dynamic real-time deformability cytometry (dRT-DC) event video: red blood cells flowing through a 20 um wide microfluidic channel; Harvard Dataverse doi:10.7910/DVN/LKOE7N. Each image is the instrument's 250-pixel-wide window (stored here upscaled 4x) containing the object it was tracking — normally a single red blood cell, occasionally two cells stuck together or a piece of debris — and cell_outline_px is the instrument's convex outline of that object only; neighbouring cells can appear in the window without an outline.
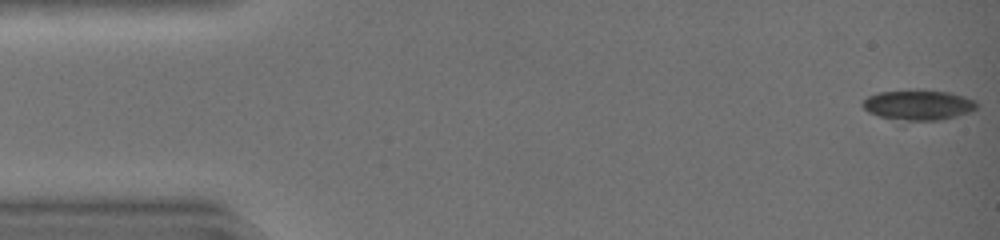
{"species": "common noctule bat (a hibernating species)", "species_latin": "Nyctalus noctula", "temperature_condition": "warm", "stored_images_in_passage": 41, "camera_frame_rate_fps": 3000, "um_per_image_px": 0.085, "animal": {"sex": "female", "body_mass_g": 19.0, "forearm_length_mm": 51.5}, "frame": {"image": 1, "passage_image": 1, "time_ms": 0.0, "image_size_px": [1000, 240], "cell_outline_px": [[976, 108], [968, 112], [956, 116], [940, 120], [908, 120], [880, 116], [868, 112], [860, 104], [860, 100], [876, 92], [916, 88], [948, 92], [964, 96], [976, 100]], "centroid_in_image_um": [78.0, 8.88], "position_along_channel_um": 7.0, "area_um2": 20.35}}
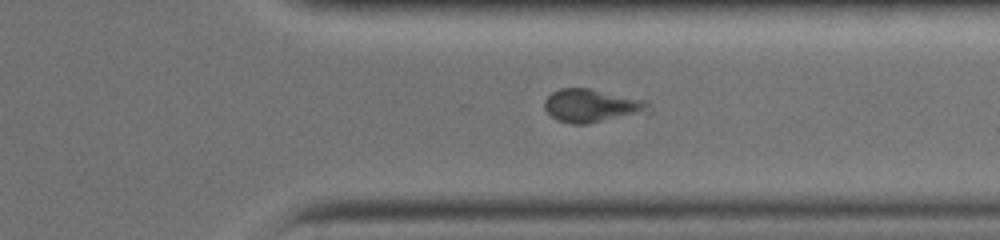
{"frame": {"image": 2, "passage_image": 34, "time_ms": 11.0, "image_size_px": [1000, 240], "cell_outline_px": [[652, 112], [648, 116], [584, 124], [572, 124], [556, 120], [544, 108], [544, 100], [552, 92], [560, 88], [588, 88], [648, 100], [652, 104]], "centroid_in_image_um": [50.48, 9.02], "position_along_channel_um": 360.9, "area_um2": 21.27}}
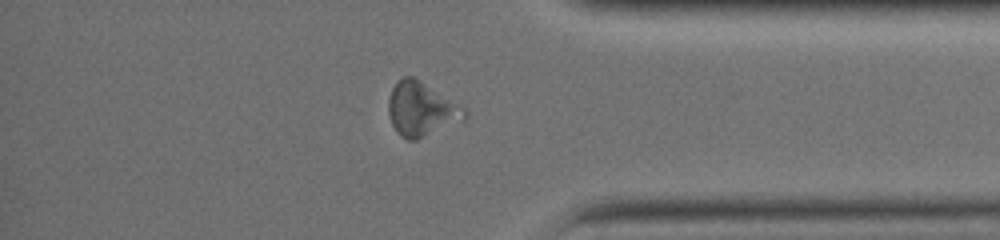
{"frame": {"image": 3, "passage_image": 37, "time_ms": 12.0, "image_size_px": [1000, 240], "cell_outline_px": [[468, 120], [416, 140], [408, 140], [400, 136], [396, 132], [392, 124], [388, 112], [388, 100], [392, 88], [396, 80], [404, 76], [412, 76], [420, 80], [460, 104], [468, 112]], "centroid_in_image_um": [35.85, 9.29], "position_along_channel_um": 399.4, "area_um2": 24.51}}